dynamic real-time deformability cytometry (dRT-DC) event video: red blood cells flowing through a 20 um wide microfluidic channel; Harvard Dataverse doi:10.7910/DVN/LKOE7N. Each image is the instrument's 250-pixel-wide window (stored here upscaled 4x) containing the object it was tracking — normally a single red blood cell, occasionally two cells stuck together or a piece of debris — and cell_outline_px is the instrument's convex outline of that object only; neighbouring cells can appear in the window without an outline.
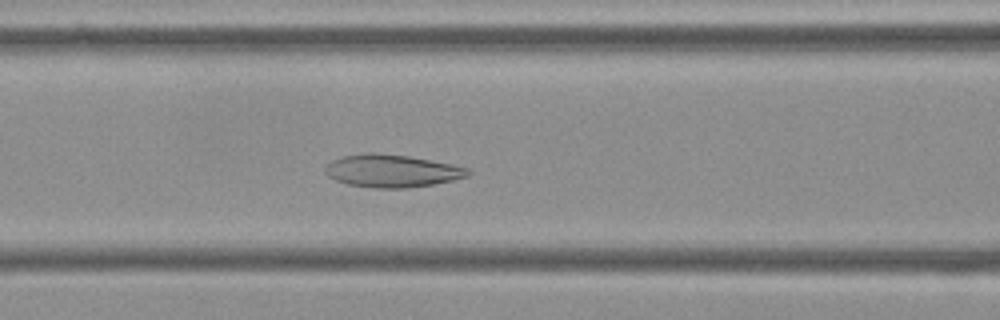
{"species": "Egyptian fruit bat (a non-hibernating species)", "species_latin": "Rousettus aegyptiacus", "temperature_condition": "cold", "stored_images_in_passage": 40, "camera_frame_rate_fps": 3000, "um_per_image_px": 0.085, "frame": {"image": 1, "passage_image": 7, "time_ms": 2.0, "image_size_px": [1000, 320], "cell_outline_px": [[472, 172], [468, 176], [452, 180], [432, 184], [408, 188], [376, 188], [348, 184], [336, 180], [328, 176], [324, 172], [324, 168], [332, 160], [344, 156], [364, 152], [376, 152], [408, 156], [452, 164], [468, 168]], "centroid_in_image_um": [33.3, 14.52], "position_along_channel_um": 133.3, "area_um2": 27.17}}
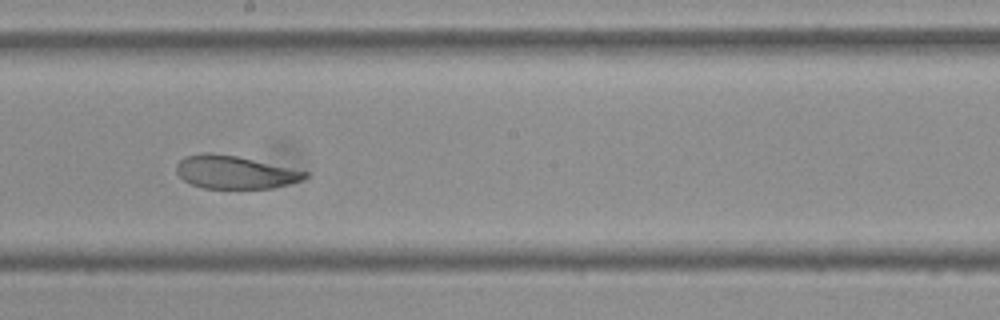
{"frame": {"image": 2, "passage_image": 15, "time_ms": 4.667, "image_size_px": [1000, 320], "cell_outline_px": [[308, 176], [300, 180], [288, 184], [272, 188], [204, 188], [192, 184], [184, 180], [176, 172], [176, 164], [184, 156], [204, 152], [212, 152], [236, 156], [308, 172]], "centroid_in_image_um": [19.91, 14.63], "position_along_channel_um": 228.3, "area_um2": 24.45}}
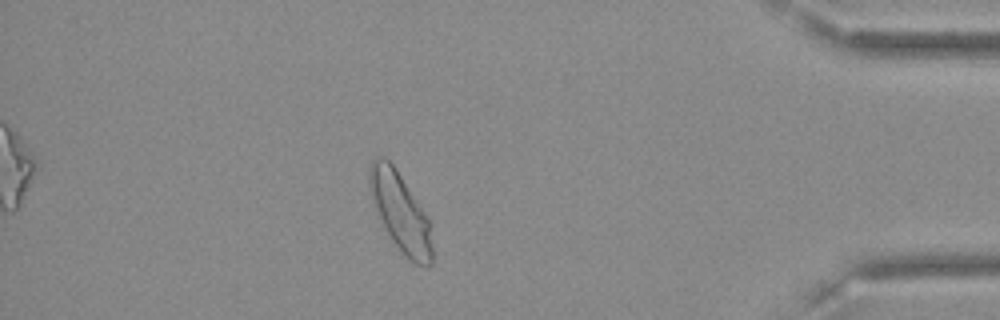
{"frame": {"image": 3, "passage_image": 33, "time_ms": 10.667, "image_size_px": [1000, 320], "cell_outline_px": [[432, 264], [428, 268], [424, 268], [408, 260], [404, 256], [392, 240], [384, 228], [372, 204], [368, 184], [368, 168], [372, 160], [376, 156], [384, 156], [396, 168], [428, 216], [432, 224]], "centroid_in_image_um": [34.04, 18.05], "position_along_channel_um": 401.2, "area_um2": 29.65}, "authors_computed_cell_mechanics": {"area_um2": 26.9059, "velocity_mm_per_s": 3.5696, "shape_relaxation_time_tau1_ms": null, "shape_relaxation_time_tau2_ms": 2.4879, "deformation_change_tau1": null, "deformation_change_tau2": 0.0796}}